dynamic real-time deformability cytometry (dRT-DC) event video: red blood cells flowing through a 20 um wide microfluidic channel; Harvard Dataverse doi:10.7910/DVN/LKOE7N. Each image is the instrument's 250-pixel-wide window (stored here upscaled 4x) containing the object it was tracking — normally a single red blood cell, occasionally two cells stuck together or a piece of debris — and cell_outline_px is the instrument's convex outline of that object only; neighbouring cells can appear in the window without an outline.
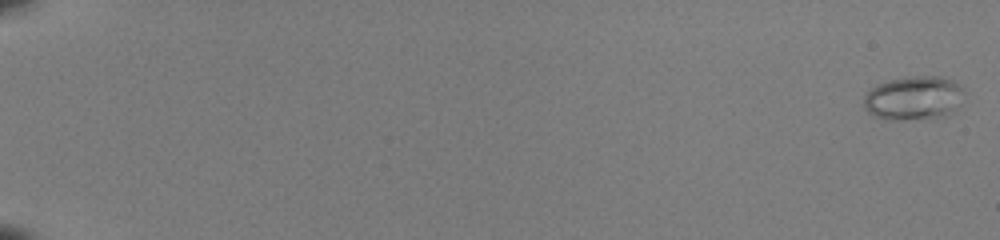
{"species": "common noctule bat (a hibernating species)", "species_latin": "Nyctalus noctula", "temperature_condition": "room temperature", "stored_images_in_passage": 53, "camera_frame_rate_fps": 3000, "um_per_image_px": 0.085, "animal": {"sex": "female", "body_mass_g": 22.0, "forearm_length_mm": 56.7}, "frame": {"image": 1, "passage_image": 1, "time_ms": 0.0, "image_size_px": [1000, 240], "cell_outline_px": [[964, 92], [956, 108], [944, 116], [900, 120], [888, 120], [876, 116], [868, 112], [864, 108], [864, 96], [872, 88], [888, 80], [908, 76], [944, 76], [956, 80], [964, 88]], "centroid_in_image_um": [77.68, 8.31], "position_along_channel_um": 7.3, "area_um2": 25.72}}
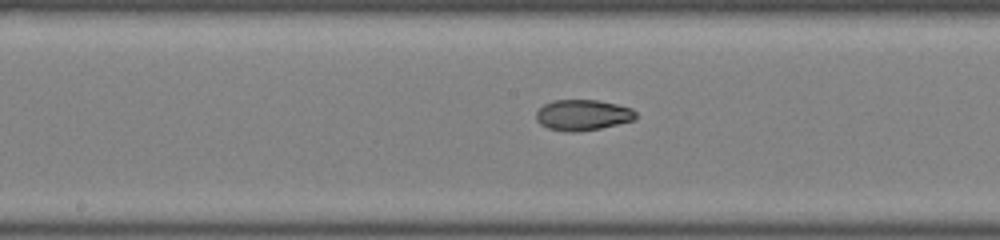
{"frame": {"image": 2, "passage_image": 31, "time_ms": 10.0, "image_size_px": [1000, 240], "cell_outline_px": [[636, 120], [600, 128], [576, 132], [568, 132], [548, 128], [540, 124], [536, 120], [536, 112], [544, 104], [552, 100], [596, 100], [616, 104], [632, 108], [636, 112]], "centroid_in_image_um": [49.53, 9.78], "position_along_channel_um": 198.7, "area_um2": 17.92}}
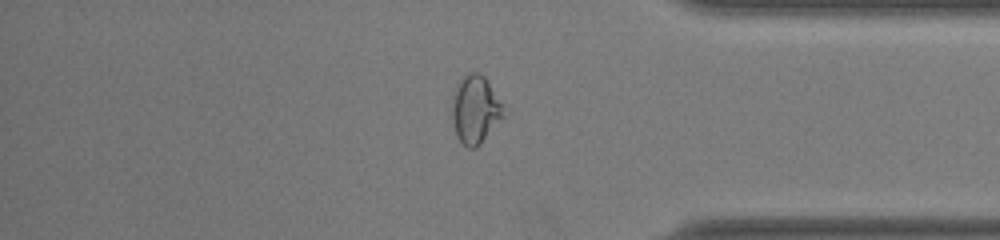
{"frame": {"image": 3, "passage_image": 46, "time_ms": 15.0, "image_size_px": [1000, 240], "cell_outline_px": [[508, 112], [480, 144], [476, 148], [468, 148], [456, 136], [452, 120], [452, 96], [464, 72], [480, 72], [484, 76]], "centroid_in_image_um": [40.41, 9.29], "position_along_channel_um": 394.8, "area_um2": 20.63}, "authors_computed_cell_mechanics": {"area_um2": 19.3052, "velocity_mm_per_s": 4.0984, "shape_relaxation_time_tau1_ms": null, "shape_relaxation_time_tau2_ms": 0.9745, "deformation_change_tau1": null, "deformation_change_tau2": 0.0485}}